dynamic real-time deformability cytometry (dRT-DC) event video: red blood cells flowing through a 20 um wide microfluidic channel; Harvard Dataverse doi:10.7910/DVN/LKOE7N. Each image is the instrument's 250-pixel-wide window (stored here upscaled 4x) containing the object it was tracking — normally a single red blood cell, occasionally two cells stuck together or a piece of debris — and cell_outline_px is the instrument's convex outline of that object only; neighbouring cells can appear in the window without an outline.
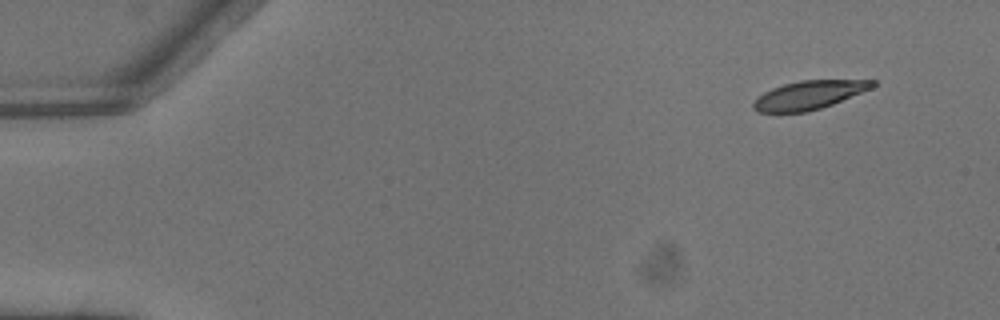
{"species": "common noctule bat (a hibernating species)", "species_latin": "Nyctalus noctula", "temperature_condition": "warm", "stored_images_in_passage": 3, "camera_frame_rate_fps": 3000, "um_per_image_px": 0.085, "animal": {"sex": "male", "body_mass_g": 13.3}, "frame": {"image": 1, "passage_image": 1, "time_ms": 0.0, "image_size_px": [1000, 320], "cell_outline_px": [[876, 84], [872, 88], [832, 104], [808, 112], [756, 112], [752, 108], [752, 104], [756, 96], [772, 88], [784, 84], [800, 80], [876, 80]], "centroid_in_image_um": [68.72, 8.08], "position_along_channel_um": 16.3, "area_um2": 19.83}}
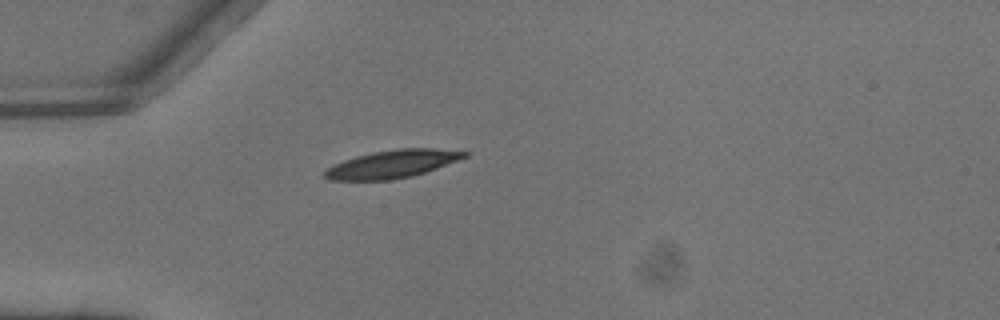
{"frame": {"image": 2, "passage_image": 3, "time_ms": 0.667, "image_size_px": [1000, 320], "cell_outline_px": [[468, 156], [436, 168], [412, 176], [388, 180], [328, 180], [320, 176], [328, 168], [344, 160], [356, 156], [372, 152], [396, 148], [432, 148], [468, 152]], "centroid_in_image_um": [33.3, 13.94], "position_along_channel_um": 51.7, "area_um2": 22.54}}